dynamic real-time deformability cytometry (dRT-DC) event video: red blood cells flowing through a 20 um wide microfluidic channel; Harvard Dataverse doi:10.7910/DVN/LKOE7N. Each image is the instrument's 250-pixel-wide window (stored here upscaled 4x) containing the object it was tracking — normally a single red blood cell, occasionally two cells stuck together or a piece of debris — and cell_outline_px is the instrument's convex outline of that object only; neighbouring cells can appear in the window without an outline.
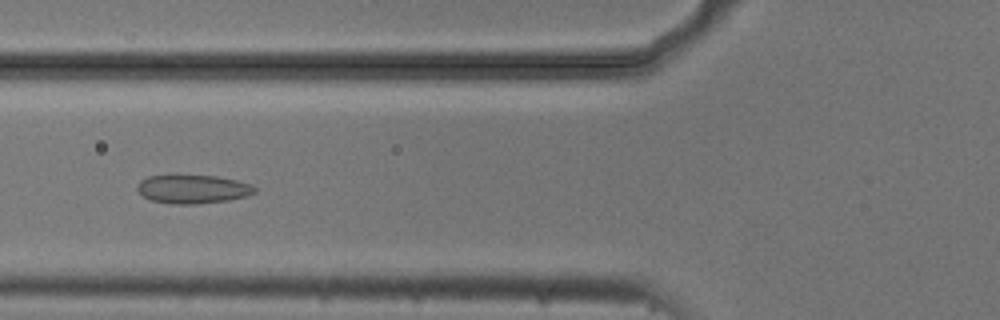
{"species": "common noctule bat (a hibernating species)", "species_latin": "Nyctalus noctula", "temperature_condition": "cold", "stored_images_in_passage": 43, "camera_frame_rate_fps": 3000, "um_per_image_px": 0.085, "animal": {"sex": "male", "body_mass_g": 20.5, "forearm_length_mm": 52.5}, "frame": {"image": 1, "passage_image": 9, "time_ms": 2.667, "image_size_px": [1000, 320], "cell_outline_px": [[256, 192], [248, 196], [228, 200], [196, 204], [172, 204], [152, 200], [144, 196], [136, 188], [136, 184], [140, 180], [148, 176], [216, 176], [236, 180], [252, 184], [256, 188]], "centroid_in_image_um": [16.41, 16.08], "position_along_channel_um": 109.4, "area_um2": 19.48}}
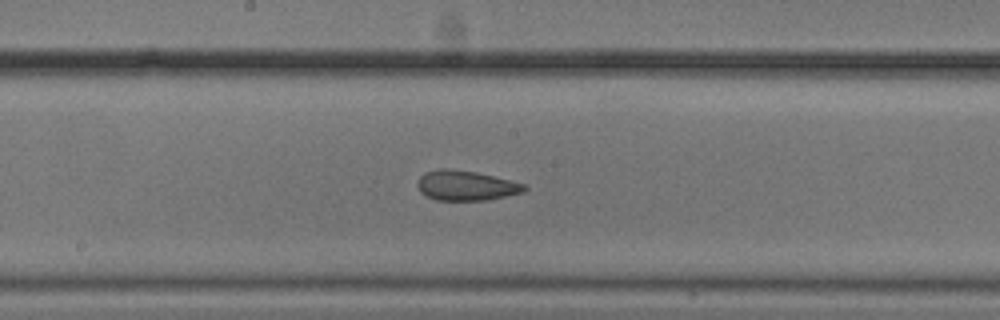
{"frame": {"image": 2, "passage_image": 17, "time_ms": 5.333, "image_size_px": [1000, 320], "cell_outline_px": [[528, 188], [524, 192], [488, 200], [436, 200], [420, 192], [416, 184], [420, 176], [424, 172], [440, 168], [448, 168], [476, 172], [528, 184]], "centroid_in_image_um": [39.63, 15.76], "position_along_channel_um": 208.6, "area_um2": 18.84}}
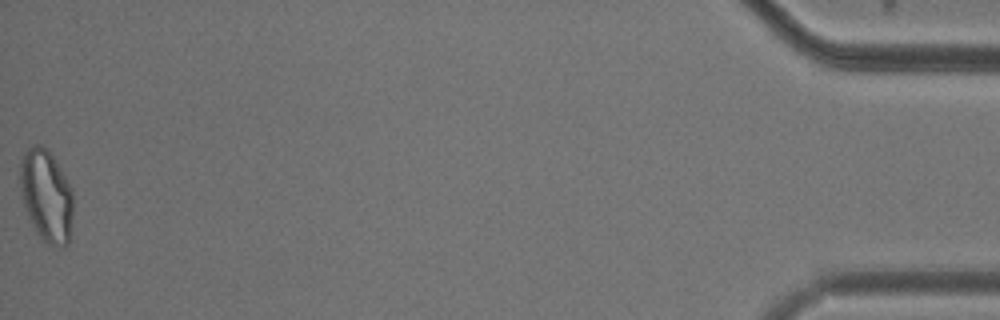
{"frame": {"image": 3, "passage_image": 43, "time_ms": 14.0, "image_size_px": [1000, 320], "cell_outline_px": [[72, 216], [68, 244], [64, 248], [56, 248], [44, 244], [36, 232], [28, 216], [20, 196], [20, 160], [24, 152], [32, 144], [40, 144], [48, 148], [72, 188]], "centroid_in_image_um": [3.92, 16.66], "position_along_channel_um": 431.3, "area_um2": 29.07}, "authors_computed_cell_mechanics": {"area_um2": 20.0566, "velocity_mm_per_s": 3.7031, "shape_relaxation_time_tau1_ms": null, "shape_relaxation_time_tau2_ms": 1.5567, "deformation_change_tau1": null, "deformation_change_tau2": 0.0904}}